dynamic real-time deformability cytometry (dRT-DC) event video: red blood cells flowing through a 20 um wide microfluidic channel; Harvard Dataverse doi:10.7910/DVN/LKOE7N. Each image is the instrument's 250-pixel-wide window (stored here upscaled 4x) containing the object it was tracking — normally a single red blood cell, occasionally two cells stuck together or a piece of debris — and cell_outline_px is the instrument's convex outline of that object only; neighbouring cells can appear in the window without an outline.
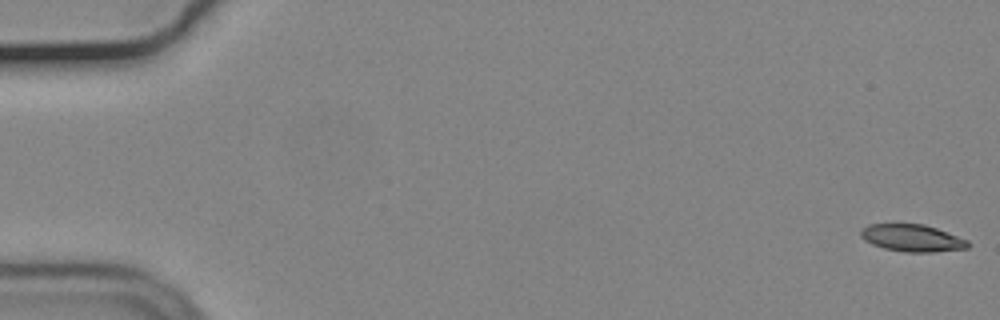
{"species": "common noctule bat (a hibernating species)", "species_latin": "Nyctalus noctula", "temperature_condition": "cold", "stored_images_in_passage": 56, "camera_frame_rate_fps": 3000, "um_per_image_px": 0.085, "animal": {"sex": "male", "body_mass_g": 19.2, "forearm_length_mm": 51.8}, "frame": {"image": 1, "passage_image": 1, "time_ms": 0.0, "image_size_px": [1000, 320], "cell_outline_px": [[968, 248], [932, 252], [904, 252], [884, 248], [872, 244], [864, 240], [860, 236], [860, 228], [868, 224], [924, 224], [936, 228], [968, 240]], "centroid_in_image_um": [77.49, 20.23], "position_along_channel_um": 7.5, "area_um2": 16.94}}
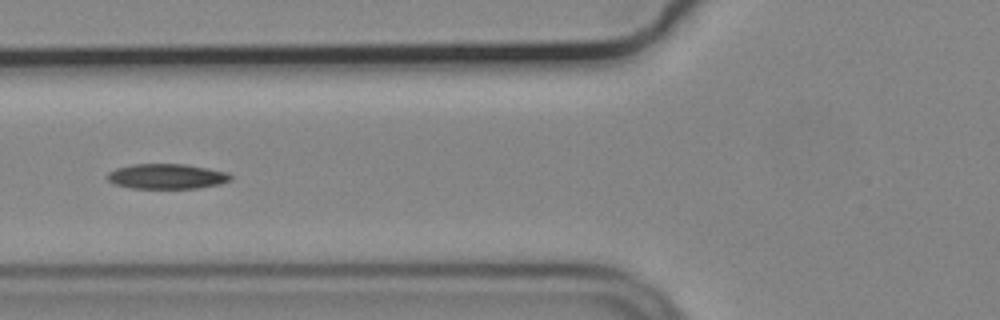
{"frame": {"image": 2, "passage_image": 22, "time_ms": 7.0, "image_size_px": [1000, 320], "cell_outline_px": [[232, 180], [220, 184], [200, 188], [132, 188], [116, 184], [108, 180], [108, 172], [116, 168], [132, 164], [184, 164], [208, 168], [228, 172], [232, 176]], "centroid_in_image_um": [14.22, 14.99], "position_along_channel_um": 111.6, "area_um2": 18.03}}
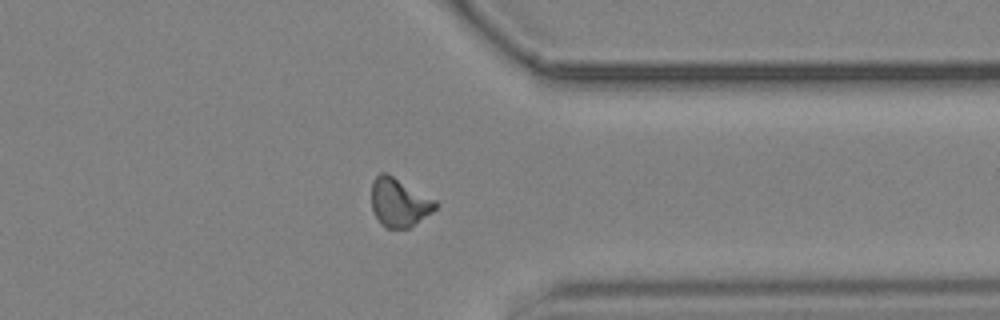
{"frame": {"image": 3, "passage_image": 44, "time_ms": 14.333, "image_size_px": [1000, 320], "cell_outline_px": [[436, 208], [432, 212], [408, 228], [384, 228], [380, 224], [372, 212], [372, 180], [380, 172], [384, 172], [392, 176], [436, 200]], "centroid_in_image_um": [33.89, 17.22], "position_along_channel_um": 377.5, "area_um2": 17.92}, "authors_computed_cell_mechanics": {"area_um2": 17.6001, "velocity_mm_per_s": 3.6909, "shape_relaxation_time_tau1_ms": 5.7387, "shape_relaxation_time_tau2_ms": 6.0433, "deformation_change_tau1": 0.1573, "deformation_change_tau2": 0.1384}}